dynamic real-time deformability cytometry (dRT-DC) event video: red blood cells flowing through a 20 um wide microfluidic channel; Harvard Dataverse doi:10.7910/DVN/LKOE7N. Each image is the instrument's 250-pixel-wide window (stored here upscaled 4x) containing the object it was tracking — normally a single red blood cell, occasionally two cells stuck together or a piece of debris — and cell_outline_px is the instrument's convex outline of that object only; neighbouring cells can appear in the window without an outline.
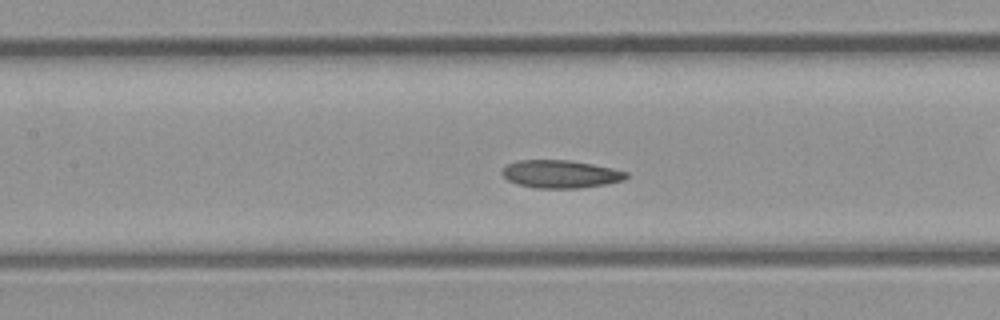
{"species": "common noctule bat (a hibernating species)", "species_latin": "Nyctalus noctula", "temperature_condition": "room temperature", "stored_images_in_passage": 41, "camera_frame_rate_fps": 3000, "um_per_image_px": 0.085, "animal": {"sex": "male", "body_mass_g": 23.1, "forearm_length_mm": 52.7}, "frame": {"image": 1, "passage_image": 18, "time_ms": 5.667, "image_size_px": [1000, 320], "cell_outline_px": [[628, 176], [624, 180], [604, 184], [580, 188], [536, 188], [516, 184], [508, 180], [500, 172], [508, 164], [516, 160], [572, 160], [612, 168], [628, 172]], "centroid_in_image_um": [47.63, 14.79], "position_along_channel_um": 159.8, "area_um2": 20.17}}